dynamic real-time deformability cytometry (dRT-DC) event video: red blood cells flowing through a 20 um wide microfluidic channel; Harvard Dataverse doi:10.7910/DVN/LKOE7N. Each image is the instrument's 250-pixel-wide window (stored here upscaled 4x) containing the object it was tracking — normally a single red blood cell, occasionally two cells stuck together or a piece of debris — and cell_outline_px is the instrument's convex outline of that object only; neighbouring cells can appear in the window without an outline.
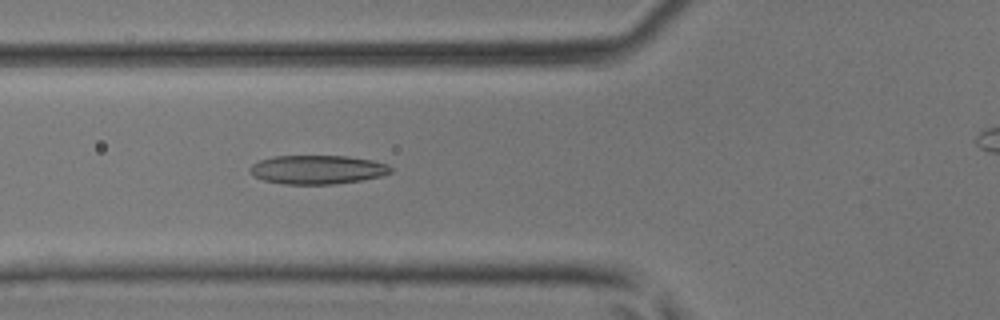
{"species": "common noctule bat (a hibernating species)", "species_latin": "Nyctalus noctula", "temperature_condition": "room temperature", "stored_images_in_passage": 36, "camera_frame_rate_fps": 3000, "um_per_image_px": 0.085, "animal": {"sex": "male", "body_mass_g": 17.9, "forearm_length_mm": 54.2}, "frame": {"image": 1, "passage_image": 10, "time_ms": 3.0, "image_size_px": [1000, 320], "cell_outline_px": [[392, 172], [380, 176], [360, 180], [336, 184], [284, 184], [264, 180], [256, 176], [248, 168], [252, 164], [260, 160], [272, 156], [348, 156], [372, 160], [388, 164], [392, 168]], "centroid_in_image_um": [27.0, 14.41], "position_along_channel_um": 98.8, "area_um2": 23.58}}
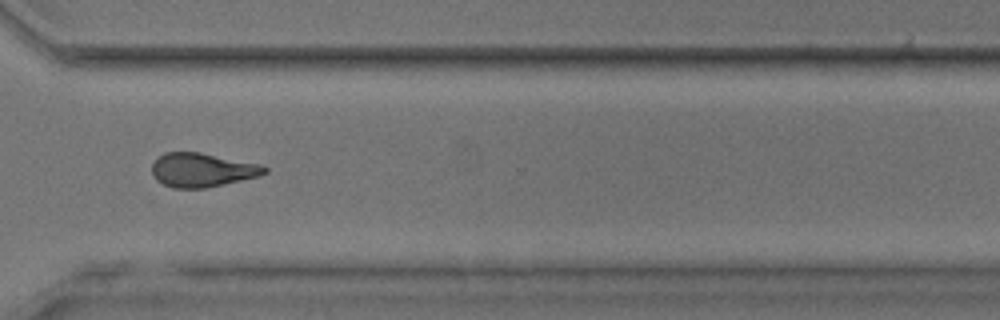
{"frame": {"image": 2, "passage_image": 28, "time_ms": 9.0, "image_size_px": [1000, 320], "cell_outline_px": [[268, 172], [260, 176], [204, 188], [172, 188], [156, 180], [152, 176], [152, 164], [156, 156], [164, 152], [200, 152], [260, 164], [268, 168]], "centroid_in_image_um": [17.15, 14.44], "position_along_channel_um": 353.4, "area_um2": 22.43}}
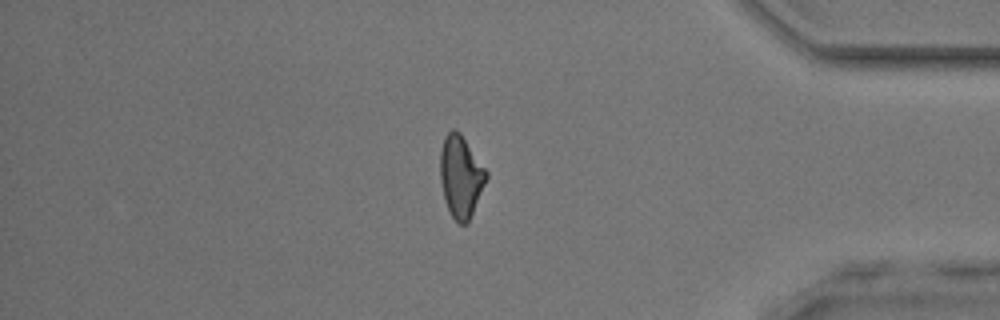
{"frame": {"image": 3, "passage_image": 33, "time_ms": 10.667, "image_size_px": [1000, 320], "cell_outline_px": [[488, 176], [468, 224], [460, 224], [452, 216], [444, 200], [440, 180], [440, 148], [444, 136], [452, 128], [456, 128], [460, 132], [488, 172]], "centroid_in_image_um": [39.15, 14.97], "position_along_channel_um": 396.0, "area_um2": 22.14}, "authors_computed_cell_mechanics": {"area_um2": 22.3975, "velocity_mm_per_s": 4.2423, "shape_relaxation_time_tau1_ms": null, "shape_relaxation_time_tau2_ms": 2.6731, "deformation_change_tau1": null, "deformation_change_tau2": 0.1117}}